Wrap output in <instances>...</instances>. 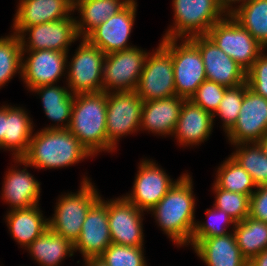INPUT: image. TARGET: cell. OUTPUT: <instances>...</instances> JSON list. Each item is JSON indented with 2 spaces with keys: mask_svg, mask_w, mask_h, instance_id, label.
Segmentation results:
<instances>
[{
  "mask_svg": "<svg viewBox=\"0 0 267 266\" xmlns=\"http://www.w3.org/2000/svg\"><path fill=\"white\" fill-rule=\"evenodd\" d=\"M6 120V105L0 106V149L4 150V127Z\"/></svg>",
  "mask_w": 267,
  "mask_h": 266,
  "instance_id": "obj_44",
  "label": "cell"
},
{
  "mask_svg": "<svg viewBox=\"0 0 267 266\" xmlns=\"http://www.w3.org/2000/svg\"><path fill=\"white\" fill-rule=\"evenodd\" d=\"M73 9L69 0H19L12 32L19 35L26 27L71 17Z\"/></svg>",
  "mask_w": 267,
  "mask_h": 266,
  "instance_id": "obj_21",
  "label": "cell"
},
{
  "mask_svg": "<svg viewBox=\"0 0 267 266\" xmlns=\"http://www.w3.org/2000/svg\"><path fill=\"white\" fill-rule=\"evenodd\" d=\"M143 246H125L111 243L99 256L108 266H148Z\"/></svg>",
  "mask_w": 267,
  "mask_h": 266,
  "instance_id": "obj_38",
  "label": "cell"
},
{
  "mask_svg": "<svg viewBox=\"0 0 267 266\" xmlns=\"http://www.w3.org/2000/svg\"><path fill=\"white\" fill-rule=\"evenodd\" d=\"M205 215L207 216L206 222L196 221L191 242L189 245L193 247L200 239L215 236H223L233 232L236 221L223 210L215 208L206 209ZM232 227H231V226ZM231 227V231L230 228ZM227 228L229 230L227 231Z\"/></svg>",
  "mask_w": 267,
  "mask_h": 266,
  "instance_id": "obj_35",
  "label": "cell"
},
{
  "mask_svg": "<svg viewBox=\"0 0 267 266\" xmlns=\"http://www.w3.org/2000/svg\"><path fill=\"white\" fill-rule=\"evenodd\" d=\"M249 216L267 223V186L257 187L250 196Z\"/></svg>",
  "mask_w": 267,
  "mask_h": 266,
  "instance_id": "obj_41",
  "label": "cell"
},
{
  "mask_svg": "<svg viewBox=\"0 0 267 266\" xmlns=\"http://www.w3.org/2000/svg\"><path fill=\"white\" fill-rule=\"evenodd\" d=\"M267 49H264L246 72V82L256 94L267 99Z\"/></svg>",
  "mask_w": 267,
  "mask_h": 266,
  "instance_id": "obj_40",
  "label": "cell"
},
{
  "mask_svg": "<svg viewBox=\"0 0 267 266\" xmlns=\"http://www.w3.org/2000/svg\"><path fill=\"white\" fill-rule=\"evenodd\" d=\"M131 0H83L74 6L79 13L76 30L79 38H85L93 29L122 10ZM79 18V19H77Z\"/></svg>",
  "mask_w": 267,
  "mask_h": 266,
  "instance_id": "obj_29",
  "label": "cell"
},
{
  "mask_svg": "<svg viewBox=\"0 0 267 266\" xmlns=\"http://www.w3.org/2000/svg\"><path fill=\"white\" fill-rule=\"evenodd\" d=\"M58 84L42 85L31 90L41 99L43 110L47 119L55 122L42 129H68L71 121L72 108L75 95L68 86Z\"/></svg>",
  "mask_w": 267,
  "mask_h": 266,
  "instance_id": "obj_25",
  "label": "cell"
},
{
  "mask_svg": "<svg viewBox=\"0 0 267 266\" xmlns=\"http://www.w3.org/2000/svg\"><path fill=\"white\" fill-rule=\"evenodd\" d=\"M193 178L185 173L150 210L161 231L177 247L189 245L196 224Z\"/></svg>",
  "mask_w": 267,
  "mask_h": 266,
  "instance_id": "obj_1",
  "label": "cell"
},
{
  "mask_svg": "<svg viewBox=\"0 0 267 266\" xmlns=\"http://www.w3.org/2000/svg\"><path fill=\"white\" fill-rule=\"evenodd\" d=\"M25 250L39 266H61L65 257L74 256V245L48 228Z\"/></svg>",
  "mask_w": 267,
  "mask_h": 266,
  "instance_id": "obj_28",
  "label": "cell"
},
{
  "mask_svg": "<svg viewBox=\"0 0 267 266\" xmlns=\"http://www.w3.org/2000/svg\"><path fill=\"white\" fill-rule=\"evenodd\" d=\"M106 113V92L75 95L68 130L93 156L102 151H115L108 144Z\"/></svg>",
  "mask_w": 267,
  "mask_h": 266,
  "instance_id": "obj_3",
  "label": "cell"
},
{
  "mask_svg": "<svg viewBox=\"0 0 267 266\" xmlns=\"http://www.w3.org/2000/svg\"><path fill=\"white\" fill-rule=\"evenodd\" d=\"M152 51L146 57L135 89L143 101L165 99L176 95L171 54L160 43Z\"/></svg>",
  "mask_w": 267,
  "mask_h": 266,
  "instance_id": "obj_11",
  "label": "cell"
},
{
  "mask_svg": "<svg viewBox=\"0 0 267 266\" xmlns=\"http://www.w3.org/2000/svg\"><path fill=\"white\" fill-rule=\"evenodd\" d=\"M89 156L93 157L68 129H41L33 133L22 159L36 169H58Z\"/></svg>",
  "mask_w": 267,
  "mask_h": 266,
  "instance_id": "obj_2",
  "label": "cell"
},
{
  "mask_svg": "<svg viewBox=\"0 0 267 266\" xmlns=\"http://www.w3.org/2000/svg\"><path fill=\"white\" fill-rule=\"evenodd\" d=\"M258 143L261 145L264 152L267 154V132L264 134V136L260 139Z\"/></svg>",
  "mask_w": 267,
  "mask_h": 266,
  "instance_id": "obj_46",
  "label": "cell"
},
{
  "mask_svg": "<svg viewBox=\"0 0 267 266\" xmlns=\"http://www.w3.org/2000/svg\"><path fill=\"white\" fill-rule=\"evenodd\" d=\"M267 132V99L256 94L249 87L239 116L234 125L225 133L231 145L259 142Z\"/></svg>",
  "mask_w": 267,
  "mask_h": 266,
  "instance_id": "obj_16",
  "label": "cell"
},
{
  "mask_svg": "<svg viewBox=\"0 0 267 266\" xmlns=\"http://www.w3.org/2000/svg\"><path fill=\"white\" fill-rule=\"evenodd\" d=\"M142 107L135 91L107 93L106 134L114 150L121 137L140 132Z\"/></svg>",
  "mask_w": 267,
  "mask_h": 266,
  "instance_id": "obj_10",
  "label": "cell"
},
{
  "mask_svg": "<svg viewBox=\"0 0 267 266\" xmlns=\"http://www.w3.org/2000/svg\"><path fill=\"white\" fill-rule=\"evenodd\" d=\"M80 44L67 62L66 85L73 95L103 91L102 73L105 53L80 38Z\"/></svg>",
  "mask_w": 267,
  "mask_h": 266,
  "instance_id": "obj_7",
  "label": "cell"
},
{
  "mask_svg": "<svg viewBox=\"0 0 267 266\" xmlns=\"http://www.w3.org/2000/svg\"><path fill=\"white\" fill-rule=\"evenodd\" d=\"M214 121L211 113L185 99L172 137L183 147L201 145L209 140Z\"/></svg>",
  "mask_w": 267,
  "mask_h": 266,
  "instance_id": "obj_22",
  "label": "cell"
},
{
  "mask_svg": "<svg viewBox=\"0 0 267 266\" xmlns=\"http://www.w3.org/2000/svg\"><path fill=\"white\" fill-rule=\"evenodd\" d=\"M174 20L162 38L189 39L206 35L226 15L217 0H172Z\"/></svg>",
  "mask_w": 267,
  "mask_h": 266,
  "instance_id": "obj_5",
  "label": "cell"
},
{
  "mask_svg": "<svg viewBox=\"0 0 267 266\" xmlns=\"http://www.w3.org/2000/svg\"><path fill=\"white\" fill-rule=\"evenodd\" d=\"M144 211L130 203L123 195L107 200L108 225L111 241L125 246H144Z\"/></svg>",
  "mask_w": 267,
  "mask_h": 266,
  "instance_id": "obj_15",
  "label": "cell"
},
{
  "mask_svg": "<svg viewBox=\"0 0 267 266\" xmlns=\"http://www.w3.org/2000/svg\"><path fill=\"white\" fill-rule=\"evenodd\" d=\"M28 114L23 107L6 104L4 150H11L13 158H22L28 150L35 126Z\"/></svg>",
  "mask_w": 267,
  "mask_h": 266,
  "instance_id": "obj_27",
  "label": "cell"
},
{
  "mask_svg": "<svg viewBox=\"0 0 267 266\" xmlns=\"http://www.w3.org/2000/svg\"><path fill=\"white\" fill-rule=\"evenodd\" d=\"M233 233L241 255L247 261L267 249L266 222L247 216L243 221L236 222Z\"/></svg>",
  "mask_w": 267,
  "mask_h": 266,
  "instance_id": "obj_30",
  "label": "cell"
},
{
  "mask_svg": "<svg viewBox=\"0 0 267 266\" xmlns=\"http://www.w3.org/2000/svg\"><path fill=\"white\" fill-rule=\"evenodd\" d=\"M160 44L171 54L176 95L190 99L206 80L199 49L189 39L161 38Z\"/></svg>",
  "mask_w": 267,
  "mask_h": 266,
  "instance_id": "obj_6",
  "label": "cell"
},
{
  "mask_svg": "<svg viewBox=\"0 0 267 266\" xmlns=\"http://www.w3.org/2000/svg\"><path fill=\"white\" fill-rule=\"evenodd\" d=\"M39 205L7 211L4 218L12 238L24 249L49 228Z\"/></svg>",
  "mask_w": 267,
  "mask_h": 266,
  "instance_id": "obj_26",
  "label": "cell"
},
{
  "mask_svg": "<svg viewBox=\"0 0 267 266\" xmlns=\"http://www.w3.org/2000/svg\"><path fill=\"white\" fill-rule=\"evenodd\" d=\"M226 88L221 84L206 79L190 97V100L213 115L223 99Z\"/></svg>",
  "mask_w": 267,
  "mask_h": 266,
  "instance_id": "obj_39",
  "label": "cell"
},
{
  "mask_svg": "<svg viewBox=\"0 0 267 266\" xmlns=\"http://www.w3.org/2000/svg\"><path fill=\"white\" fill-rule=\"evenodd\" d=\"M206 35L246 72L265 49L231 15L216 22Z\"/></svg>",
  "mask_w": 267,
  "mask_h": 266,
  "instance_id": "obj_8",
  "label": "cell"
},
{
  "mask_svg": "<svg viewBox=\"0 0 267 266\" xmlns=\"http://www.w3.org/2000/svg\"><path fill=\"white\" fill-rule=\"evenodd\" d=\"M247 1L248 0H217V3L225 15H232L239 7H241ZM236 3L240 4L236 6Z\"/></svg>",
  "mask_w": 267,
  "mask_h": 266,
  "instance_id": "obj_42",
  "label": "cell"
},
{
  "mask_svg": "<svg viewBox=\"0 0 267 266\" xmlns=\"http://www.w3.org/2000/svg\"><path fill=\"white\" fill-rule=\"evenodd\" d=\"M215 194L213 206L223 210L236 222L243 221L249 216L250 197L245 194L230 192L219 188L214 182L212 186Z\"/></svg>",
  "mask_w": 267,
  "mask_h": 266,
  "instance_id": "obj_36",
  "label": "cell"
},
{
  "mask_svg": "<svg viewBox=\"0 0 267 266\" xmlns=\"http://www.w3.org/2000/svg\"><path fill=\"white\" fill-rule=\"evenodd\" d=\"M111 243L107 200L100 197L86 215L78 240L73 244L74 253L78 251L83 259L99 257Z\"/></svg>",
  "mask_w": 267,
  "mask_h": 266,
  "instance_id": "obj_19",
  "label": "cell"
},
{
  "mask_svg": "<svg viewBox=\"0 0 267 266\" xmlns=\"http://www.w3.org/2000/svg\"><path fill=\"white\" fill-rule=\"evenodd\" d=\"M13 161L18 165L8 168L2 183L1 199L4 203L9 204L8 206L11 208L9 210L39 205L41 183L28 172L27 168L30 165L26 161L22 158H13ZM20 165L25 168L21 170L18 168Z\"/></svg>",
  "mask_w": 267,
  "mask_h": 266,
  "instance_id": "obj_20",
  "label": "cell"
},
{
  "mask_svg": "<svg viewBox=\"0 0 267 266\" xmlns=\"http://www.w3.org/2000/svg\"><path fill=\"white\" fill-rule=\"evenodd\" d=\"M85 263L84 266H108L103 260H101L99 257H91L83 259Z\"/></svg>",
  "mask_w": 267,
  "mask_h": 266,
  "instance_id": "obj_45",
  "label": "cell"
},
{
  "mask_svg": "<svg viewBox=\"0 0 267 266\" xmlns=\"http://www.w3.org/2000/svg\"><path fill=\"white\" fill-rule=\"evenodd\" d=\"M165 171L155 160H141L131 193L123 196L138 209L149 212L185 174L173 181Z\"/></svg>",
  "mask_w": 267,
  "mask_h": 266,
  "instance_id": "obj_12",
  "label": "cell"
},
{
  "mask_svg": "<svg viewBox=\"0 0 267 266\" xmlns=\"http://www.w3.org/2000/svg\"><path fill=\"white\" fill-rule=\"evenodd\" d=\"M80 189L65 193L56 199L54 214L49 217V228L74 244L80 235L82 225L90 207L102 196L91 179H81Z\"/></svg>",
  "mask_w": 267,
  "mask_h": 266,
  "instance_id": "obj_4",
  "label": "cell"
},
{
  "mask_svg": "<svg viewBox=\"0 0 267 266\" xmlns=\"http://www.w3.org/2000/svg\"><path fill=\"white\" fill-rule=\"evenodd\" d=\"M68 54L47 49L22 51L21 79L27 90L57 84L62 76L66 77Z\"/></svg>",
  "mask_w": 267,
  "mask_h": 266,
  "instance_id": "obj_14",
  "label": "cell"
},
{
  "mask_svg": "<svg viewBox=\"0 0 267 266\" xmlns=\"http://www.w3.org/2000/svg\"><path fill=\"white\" fill-rule=\"evenodd\" d=\"M148 53L141 47L133 46L106 54L102 73L103 91H135Z\"/></svg>",
  "mask_w": 267,
  "mask_h": 266,
  "instance_id": "obj_9",
  "label": "cell"
},
{
  "mask_svg": "<svg viewBox=\"0 0 267 266\" xmlns=\"http://www.w3.org/2000/svg\"><path fill=\"white\" fill-rule=\"evenodd\" d=\"M137 6L136 0H131L122 10L93 29L85 39L105 54L133 47L128 41L135 23Z\"/></svg>",
  "mask_w": 267,
  "mask_h": 266,
  "instance_id": "obj_17",
  "label": "cell"
},
{
  "mask_svg": "<svg viewBox=\"0 0 267 266\" xmlns=\"http://www.w3.org/2000/svg\"><path fill=\"white\" fill-rule=\"evenodd\" d=\"M231 16L267 49V0H248Z\"/></svg>",
  "mask_w": 267,
  "mask_h": 266,
  "instance_id": "obj_31",
  "label": "cell"
},
{
  "mask_svg": "<svg viewBox=\"0 0 267 266\" xmlns=\"http://www.w3.org/2000/svg\"><path fill=\"white\" fill-rule=\"evenodd\" d=\"M216 172L214 183L224 190L250 197L257 188L250 174L231 156L220 164Z\"/></svg>",
  "mask_w": 267,
  "mask_h": 266,
  "instance_id": "obj_33",
  "label": "cell"
},
{
  "mask_svg": "<svg viewBox=\"0 0 267 266\" xmlns=\"http://www.w3.org/2000/svg\"><path fill=\"white\" fill-rule=\"evenodd\" d=\"M189 40L199 49L205 67L206 79L225 87L246 83V71L207 35L194 36Z\"/></svg>",
  "mask_w": 267,
  "mask_h": 266,
  "instance_id": "obj_18",
  "label": "cell"
},
{
  "mask_svg": "<svg viewBox=\"0 0 267 266\" xmlns=\"http://www.w3.org/2000/svg\"><path fill=\"white\" fill-rule=\"evenodd\" d=\"M230 155L252 177L257 187L267 186V154L258 142L240 143Z\"/></svg>",
  "mask_w": 267,
  "mask_h": 266,
  "instance_id": "obj_32",
  "label": "cell"
},
{
  "mask_svg": "<svg viewBox=\"0 0 267 266\" xmlns=\"http://www.w3.org/2000/svg\"><path fill=\"white\" fill-rule=\"evenodd\" d=\"M192 249L207 266H248L233 232L200 239Z\"/></svg>",
  "mask_w": 267,
  "mask_h": 266,
  "instance_id": "obj_24",
  "label": "cell"
},
{
  "mask_svg": "<svg viewBox=\"0 0 267 266\" xmlns=\"http://www.w3.org/2000/svg\"><path fill=\"white\" fill-rule=\"evenodd\" d=\"M27 36V38H26ZM22 51L54 50L69 53V46L80 38L76 30V17L26 27L20 34Z\"/></svg>",
  "mask_w": 267,
  "mask_h": 266,
  "instance_id": "obj_13",
  "label": "cell"
},
{
  "mask_svg": "<svg viewBox=\"0 0 267 266\" xmlns=\"http://www.w3.org/2000/svg\"><path fill=\"white\" fill-rule=\"evenodd\" d=\"M185 98L177 95L143 101L140 130L158 136L173 135Z\"/></svg>",
  "mask_w": 267,
  "mask_h": 266,
  "instance_id": "obj_23",
  "label": "cell"
},
{
  "mask_svg": "<svg viewBox=\"0 0 267 266\" xmlns=\"http://www.w3.org/2000/svg\"><path fill=\"white\" fill-rule=\"evenodd\" d=\"M248 87V83L246 82L235 87L226 88L223 99L213 114V118L219 116L222 121L221 128L223 127L225 133L236 122L244 99V93Z\"/></svg>",
  "mask_w": 267,
  "mask_h": 266,
  "instance_id": "obj_37",
  "label": "cell"
},
{
  "mask_svg": "<svg viewBox=\"0 0 267 266\" xmlns=\"http://www.w3.org/2000/svg\"><path fill=\"white\" fill-rule=\"evenodd\" d=\"M22 47L18 34L0 37V89L19 74L21 77Z\"/></svg>",
  "mask_w": 267,
  "mask_h": 266,
  "instance_id": "obj_34",
  "label": "cell"
},
{
  "mask_svg": "<svg viewBox=\"0 0 267 266\" xmlns=\"http://www.w3.org/2000/svg\"><path fill=\"white\" fill-rule=\"evenodd\" d=\"M72 4V6L74 7L77 3H79L80 1H83V0H69Z\"/></svg>",
  "mask_w": 267,
  "mask_h": 266,
  "instance_id": "obj_47",
  "label": "cell"
},
{
  "mask_svg": "<svg viewBox=\"0 0 267 266\" xmlns=\"http://www.w3.org/2000/svg\"><path fill=\"white\" fill-rule=\"evenodd\" d=\"M248 266H267V249L263 250L257 256H254L248 262Z\"/></svg>",
  "mask_w": 267,
  "mask_h": 266,
  "instance_id": "obj_43",
  "label": "cell"
}]
</instances>
